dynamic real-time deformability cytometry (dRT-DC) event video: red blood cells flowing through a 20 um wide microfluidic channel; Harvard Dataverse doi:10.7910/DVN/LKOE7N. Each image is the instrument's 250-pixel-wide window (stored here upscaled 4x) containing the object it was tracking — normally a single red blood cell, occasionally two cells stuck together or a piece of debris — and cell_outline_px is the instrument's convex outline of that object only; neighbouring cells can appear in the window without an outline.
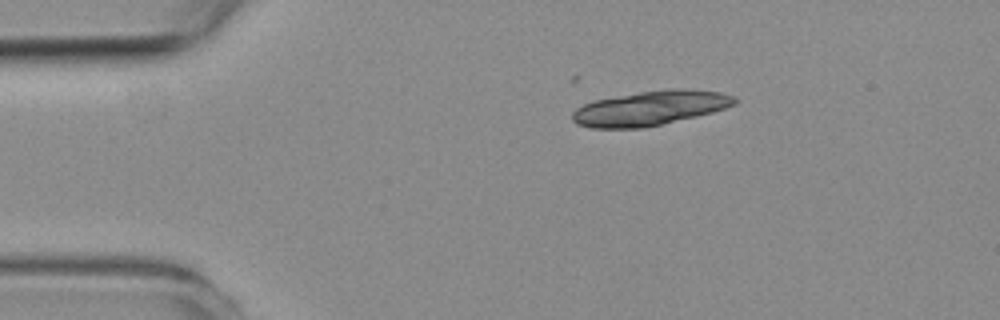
{"species": "common noctule bat (a hibernating species)", "species_latin": "Nyctalus noctula", "temperature_condition": "room temperature", "stored_images_in_passage": 7, "camera_frame_rate_fps": 3000, "um_per_image_px": 0.085, "animal": {"sex": "female", "body_mass_g": 19.3, "forearm_length_mm": 54.1}, "frame": {"image": 1, "passage_image": 1, "time_ms": 0.0, "image_size_px": [1000, 320], "cell_outline_px": [[740, 100], [736, 104], [712, 112], [696, 116], [660, 124], [640, 128], [592, 128], [576, 124], [572, 120], [572, 112], [576, 108], [584, 104], [596, 100], [640, 92], [672, 88], [680, 88], [720, 92], [732, 96]], "centroid_in_image_um": [55.26, 9.19], "position_along_channel_um": 29.7, "area_um2": 32.37}}